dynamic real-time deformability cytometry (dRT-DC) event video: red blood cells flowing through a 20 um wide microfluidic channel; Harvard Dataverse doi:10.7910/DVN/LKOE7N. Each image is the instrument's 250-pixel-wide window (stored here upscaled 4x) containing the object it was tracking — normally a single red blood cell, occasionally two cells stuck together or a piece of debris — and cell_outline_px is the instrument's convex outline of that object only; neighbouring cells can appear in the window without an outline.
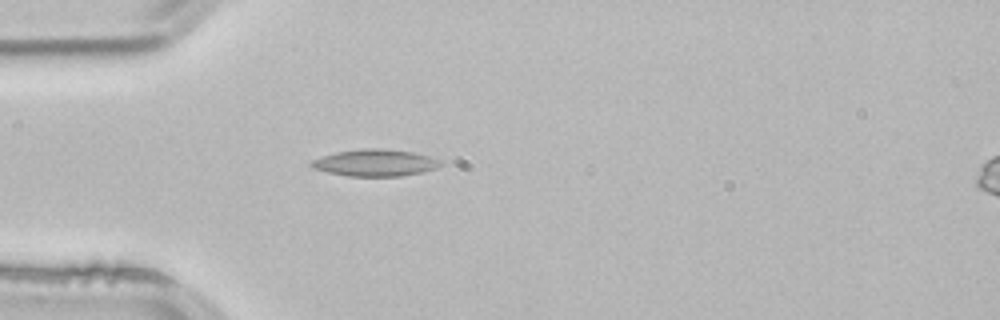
{"species": "common noctule bat (a hibernating species)", "species_latin": "Nyctalus noctula", "temperature_condition": "room temperature", "stored_images_in_passage": 3, "camera_frame_rate_fps": 3000, "um_per_image_px": 0.085, "animal": {"sex": "male", "body_mass_g": 21.5, "forearm_length_mm": 52.0}, "frame": {"image": 1, "passage_image": 3, "time_ms": 0.667, "image_size_px": [1000, 320], "cell_outline_px": [[444, 164], [436, 168], [420, 172], [400, 176], [348, 176], [328, 172], [312, 168], [308, 164], [308, 160], [336, 152], [364, 148], [384, 148], [412, 152], [444, 160]], "centroid_in_image_um": [31.87, 13.83], "position_along_channel_um": 53.1, "area_um2": 20.4}}